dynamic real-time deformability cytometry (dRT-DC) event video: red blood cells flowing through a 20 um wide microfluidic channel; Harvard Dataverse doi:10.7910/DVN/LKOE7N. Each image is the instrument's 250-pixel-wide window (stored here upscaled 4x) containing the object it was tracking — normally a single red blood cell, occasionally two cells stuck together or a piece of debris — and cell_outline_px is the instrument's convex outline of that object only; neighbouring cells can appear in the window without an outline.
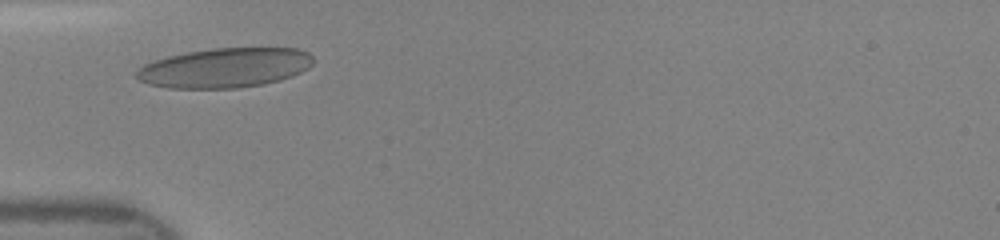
{"species": "human", "species_latin": "Homo sapiens", "temperature_condition": "room temperature", "stored_images_in_passage": 36, "camera_frame_rate_fps": 3000, "um_per_image_px": 0.085, "donor": {"sex": "female"}, "frame": {"image": 1, "passage_image": 4, "time_ms": 1.0, "image_size_px": [1000, 240], "cell_outline_px": [[312, 64], [308, 68], [292, 76], [280, 80], [264, 84], [236, 88], [168, 88], [148, 84], [140, 80], [136, 76], [136, 72], [144, 64], [168, 56], [188, 52], [212, 48], [300, 48], [308, 52], [312, 56]], "centroid_in_image_um": [19.13, 5.76], "position_along_channel_um": 65.9, "area_um2": 40.75}}
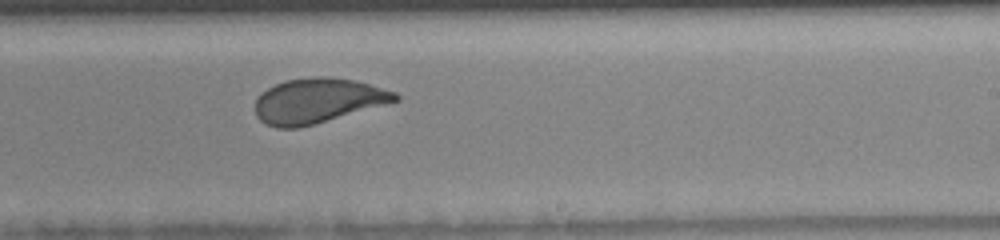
{"frame": {"image": 2, "passage_image": 18, "time_ms": 5.667, "image_size_px": [1000, 240], "cell_outline_px": [[400, 100], [312, 124], [296, 128], [276, 128], [260, 120], [256, 116], [256, 100], [268, 88], [284, 80], [316, 76], [324, 76], [352, 80], [368, 84], [396, 92], [400, 96]], "centroid_in_image_um": [27.0, 8.55], "position_along_channel_um": 262.0, "area_um2": 35.95}}
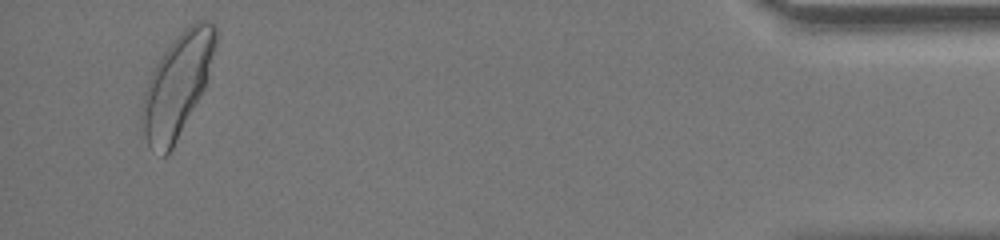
{"frame": {"image": 3, "passage_image": 34, "time_ms": 11.0, "image_size_px": [1000, 240], "cell_outline_px": [[216, 44], [208, 76], [204, 88], [200, 96], [172, 148], [164, 156], [148, 144], [144, 136], [140, 116], [140, 108], [144, 92], [148, 80], [156, 64], [164, 52], [176, 36], [188, 24], [196, 20], [208, 20], [216, 24]], "centroid_in_image_um": [15.06, 7.18], "position_along_channel_um": 420.1, "area_um2": 43.41}}